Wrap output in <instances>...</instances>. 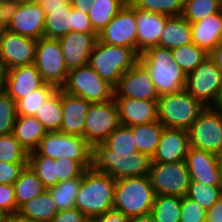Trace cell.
I'll list each match as a JSON object with an SVG mask.
<instances>
[{"instance_id": "1", "label": "cell", "mask_w": 222, "mask_h": 222, "mask_svg": "<svg viewBox=\"0 0 222 222\" xmlns=\"http://www.w3.org/2000/svg\"><path fill=\"white\" fill-rule=\"evenodd\" d=\"M138 61L149 71L159 96L185 89L187 75L175 62L172 50L153 46L143 51Z\"/></svg>"}, {"instance_id": "2", "label": "cell", "mask_w": 222, "mask_h": 222, "mask_svg": "<svg viewBox=\"0 0 222 222\" xmlns=\"http://www.w3.org/2000/svg\"><path fill=\"white\" fill-rule=\"evenodd\" d=\"M116 180L108 174L87 169L82 175L75 208L89 220L113 208Z\"/></svg>"}, {"instance_id": "3", "label": "cell", "mask_w": 222, "mask_h": 222, "mask_svg": "<svg viewBox=\"0 0 222 222\" xmlns=\"http://www.w3.org/2000/svg\"><path fill=\"white\" fill-rule=\"evenodd\" d=\"M151 158L141 152L116 154L104 142L92 148V168L114 180L148 175Z\"/></svg>"}, {"instance_id": "4", "label": "cell", "mask_w": 222, "mask_h": 222, "mask_svg": "<svg viewBox=\"0 0 222 222\" xmlns=\"http://www.w3.org/2000/svg\"><path fill=\"white\" fill-rule=\"evenodd\" d=\"M139 60V55L129 47L105 44L97 40L88 65L114 88L122 75Z\"/></svg>"}, {"instance_id": "5", "label": "cell", "mask_w": 222, "mask_h": 222, "mask_svg": "<svg viewBox=\"0 0 222 222\" xmlns=\"http://www.w3.org/2000/svg\"><path fill=\"white\" fill-rule=\"evenodd\" d=\"M156 194L148 175L116 180L113 208L133 218L150 213Z\"/></svg>"}, {"instance_id": "6", "label": "cell", "mask_w": 222, "mask_h": 222, "mask_svg": "<svg viewBox=\"0 0 222 222\" xmlns=\"http://www.w3.org/2000/svg\"><path fill=\"white\" fill-rule=\"evenodd\" d=\"M158 121L165 128L187 130L206 106L194 99L185 89L164 94L157 99Z\"/></svg>"}, {"instance_id": "7", "label": "cell", "mask_w": 222, "mask_h": 222, "mask_svg": "<svg viewBox=\"0 0 222 222\" xmlns=\"http://www.w3.org/2000/svg\"><path fill=\"white\" fill-rule=\"evenodd\" d=\"M61 89L91 104L113 100L115 94V88L103 80L89 65L69 70L65 85Z\"/></svg>"}, {"instance_id": "8", "label": "cell", "mask_w": 222, "mask_h": 222, "mask_svg": "<svg viewBox=\"0 0 222 222\" xmlns=\"http://www.w3.org/2000/svg\"><path fill=\"white\" fill-rule=\"evenodd\" d=\"M36 151L54 160L60 157L78 161L86 170L92 168V147L79 136L47 132Z\"/></svg>"}, {"instance_id": "9", "label": "cell", "mask_w": 222, "mask_h": 222, "mask_svg": "<svg viewBox=\"0 0 222 222\" xmlns=\"http://www.w3.org/2000/svg\"><path fill=\"white\" fill-rule=\"evenodd\" d=\"M34 65L45 83L57 89L65 85L69 70L58 39L42 37L37 40Z\"/></svg>"}, {"instance_id": "10", "label": "cell", "mask_w": 222, "mask_h": 222, "mask_svg": "<svg viewBox=\"0 0 222 222\" xmlns=\"http://www.w3.org/2000/svg\"><path fill=\"white\" fill-rule=\"evenodd\" d=\"M148 176L156 195L186 196L191 180L186 161L151 163Z\"/></svg>"}, {"instance_id": "11", "label": "cell", "mask_w": 222, "mask_h": 222, "mask_svg": "<svg viewBox=\"0 0 222 222\" xmlns=\"http://www.w3.org/2000/svg\"><path fill=\"white\" fill-rule=\"evenodd\" d=\"M187 132L191 147L216 155L222 148V112L206 107Z\"/></svg>"}, {"instance_id": "12", "label": "cell", "mask_w": 222, "mask_h": 222, "mask_svg": "<svg viewBox=\"0 0 222 222\" xmlns=\"http://www.w3.org/2000/svg\"><path fill=\"white\" fill-rule=\"evenodd\" d=\"M45 12L37 1L13 0L7 30L36 40L44 37Z\"/></svg>"}, {"instance_id": "13", "label": "cell", "mask_w": 222, "mask_h": 222, "mask_svg": "<svg viewBox=\"0 0 222 222\" xmlns=\"http://www.w3.org/2000/svg\"><path fill=\"white\" fill-rule=\"evenodd\" d=\"M222 85V72L208 57L187 75L185 90L206 107H212Z\"/></svg>"}, {"instance_id": "14", "label": "cell", "mask_w": 222, "mask_h": 222, "mask_svg": "<svg viewBox=\"0 0 222 222\" xmlns=\"http://www.w3.org/2000/svg\"><path fill=\"white\" fill-rule=\"evenodd\" d=\"M120 125L115 100L91 104L85 116L84 139L93 148Z\"/></svg>"}, {"instance_id": "15", "label": "cell", "mask_w": 222, "mask_h": 222, "mask_svg": "<svg viewBox=\"0 0 222 222\" xmlns=\"http://www.w3.org/2000/svg\"><path fill=\"white\" fill-rule=\"evenodd\" d=\"M37 40L5 30L0 36V65L5 69L32 65Z\"/></svg>"}, {"instance_id": "16", "label": "cell", "mask_w": 222, "mask_h": 222, "mask_svg": "<svg viewBox=\"0 0 222 222\" xmlns=\"http://www.w3.org/2000/svg\"><path fill=\"white\" fill-rule=\"evenodd\" d=\"M98 40L109 45L129 47L137 53L135 10L127 3L98 34Z\"/></svg>"}, {"instance_id": "17", "label": "cell", "mask_w": 222, "mask_h": 222, "mask_svg": "<svg viewBox=\"0 0 222 222\" xmlns=\"http://www.w3.org/2000/svg\"><path fill=\"white\" fill-rule=\"evenodd\" d=\"M114 97L157 101L159 93L152 82L149 71L138 61L122 75L115 87Z\"/></svg>"}, {"instance_id": "18", "label": "cell", "mask_w": 222, "mask_h": 222, "mask_svg": "<svg viewBox=\"0 0 222 222\" xmlns=\"http://www.w3.org/2000/svg\"><path fill=\"white\" fill-rule=\"evenodd\" d=\"M45 12L44 37L59 39L73 31L70 0H38Z\"/></svg>"}, {"instance_id": "19", "label": "cell", "mask_w": 222, "mask_h": 222, "mask_svg": "<svg viewBox=\"0 0 222 222\" xmlns=\"http://www.w3.org/2000/svg\"><path fill=\"white\" fill-rule=\"evenodd\" d=\"M59 43L68 70L88 65L91 52L98 40V33L72 31L59 38Z\"/></svg>"}, {"instance_id": "20", "label": "cell", "mask_w": 222, "mask_h": 222, "mask_svg": "<svg viewBox=\"0 0 222 222\" xmlns=\"http://www.w3.org/2000/svg\"><path fill=\"white\" fill-rule=\"evenodd\" d=\"M190 148L187 130L165 128L151 163H169L185 161Z\"/></svg>"}, {"instance_id": "21", "label": "cell", "mask_w": 222, "mask_h": 222, "mask_svg": "<svg viewBox=\"0 0 222 222\" xmlns=\"http://www.w3.org/2000/svg\"><path fill=\"white\" fill-rule=\"evenodd\" d=\"M114 100L121 125L132 127L158 121L157 101L130 97H114Z\"/></svg>"}, {"instance_id": "22", "label": "cell", "mask_w": 222, "mask_h": 222, "mask_svg": "<svg viewBox=\"0 0 222 222\" xmlns=\"http://www.w3.org/2000/svg\"><path fill=\"white\" fill-rule=\"evenodd\" d=\"M185 161L191 180L210 186H222L215 154L190 146Z\"/></svg>"}, {"instance_id": "23", "label": "cell", "mask_w": 222, "mask_h": 222, "mask_svg": "<svg viewBox=\"0 0 222 222\" xmlns=\"http://www.w3.org/2000/svg\"><path fill=\"white\" fill-rule=\"evenodd\" d=\"M128 4L136 13L137 54L140 55L146 49L159 45L160 35L170 16L140 10L129 1Z\"/></svg>"}, {"instance_id": "24", "label": "cell", "mask_w": 222, "mask_h": 222, "mask_svg": "<svg viewBox=\"0 0 222 222\" xmlns=\"http://www.w3.org/2000/svg\"><path fill=\"white\" fill-rule=\"evenodd\" d=\"M44 84L45 82L34 64L6 70L5 92L15 102Z\"/></svg>"}, {"instance_id": "25", "label": "cell", "mask_w": 222, "mask_h": 222, "mask_svg": "<svg viewBox=\"0 0 222 222\" xmlns=\"http://www.w3.org/2000/svg\"><path fill=\"white\" fill-rule=\"evenodd\" d=\"M90 105L89 101L61 89L63 118L59 132L84 138L85 116Z\"/></svg>"}, {"instance_id": "26", "label": "cell", "mask_w": 222, "mask_h": 222, "mask_svg": "<svg viewBox=\"0 0 222 222\" xmlns=\"http://www.w3.org/2000/svg\"><path fill=\"white\" fill-rule=\"evenodd\" d=\"M190 27L192 43L209 54L218 44L222 43V10L198 22L190 23Z\"/></svg>"}, {"instance_id": "27", "label": "cell", "mask_w": 222, "mask_h": 222, "mask_svg": "<svg viewBox=\"0 0 222 222\" xmlns=\"http://www.w3.org/2000/svg\"><path fill=\"white\" fill-rule=\"evenodd\" d=\"M46 133L43 124L35 116L16 117L13 134L29 153L38 148Z\"/></svg>"}, {"instance_id": "28", "label": "cell", "mask_w": 222, "mask_h": 222, "mask_svg": "<svg viewBox=\"0 0 222 222\" xmlns=\"http://www.w3.org/2000/svg\"><path fill=\"white\" fill-rule=\"evenodd\" d=\"M192 43L190 23L181 16H170L159 39V47L174 49Z\"/></svg>"}, {"instance_id": "29", "label": "cell", "mask_w": 222, "mask_h": 222, "mask_svg": "<svg viewBox=\"0 0 222 222\" xmlns=\"http://www.w3.org/2000/svg\"><path fill=\"white\" fill-rule=\"evenodd\" d=\"M18 213L34 222H50L58 213V209L50 192L46 189L43 193L23 204Z\"/></svg>"}, {"instance_id": "30", "label": "cell", "mask_w": 222, "mask_h": 222, "mask_svg": "<svg viewBox=\"0 0 222 222\" xmlns=\"http://www.w3.org/2000/svg\"><path fill=\"white\" fill-rule=\"evenodd\" d=\"M13 186L15 190L17 212L23 204L47 189L28 165L21 171L19 178Z\"/></svg>"}, {"instance_id": "31", "label": "cell", "mask_w": 222, "mask_h": 222, "mask_svg": "<svg viewBox=\"0 0 222 222\" xmlns=\"http://www.w3.org/2000/svg\"><path fill=\"white\" fill-rule=\"evenodd\" d=\"M138 152L152 158L158 147L164 126L159 121L130 127Z\"/></svg>"}, {"instance_id": "32", "label": "cell", "mask_w": 222, "mask_h": 222, "mask_svg": "<svg viewBox=\"0 0 222 222\" xmlns=\"http://www.w3.org/2000/svg\"><path fill=\"white\" fill-rule=\"evenodd\" d=\"M127 3L128 0H93L88 12L93 29L99 34Z\"/></svg>"}, {"instance_id": "33", "label": "cell", "mask_w": 222, "mask_h": 222, "mask_svg": "<svg viewBox=\"0 0 222 222\" xmlns=\"http://www.w3.org/2000/svg\"><path fill=\"white\" fill-rule=\"evenodd\" d=\"M35 117L43 124L47 132H59L63 118L61 107V89H57L37 111Z\"/></svg>"}, {"instance_id": "34", "label": "cell", "mask_w": 222, "mask_h": 222, "mask_svg": "<svg viewBox=\"0 0 222 222\" xmlns=\"http://www.w3.org/2000/svg\"><path fill=\"white\" fill-rule=\"evenodd\" d=\"M28 166L47 189L58 183L57 160L42 156L35 150L29 153Z\"/></svg>"}, {"instance_id": "35", "label": "cell", "mask_w": 222, "mask_h": 222, "mask_svg": "<svg viewBox=\"0 0 222 222\" xmlns=\"http://www.w3.org/2000/svg\"><path fill=\"white\" fill-rule=\"evenodd\" d=\"M82 176L57 183L49 187L52 199L58 211L75 208V201L81 186Z\"/></svg>"}, {"instance_id": "36", "label": "cell", "mask_w": 222, "mask_h": 222, "mask_svg": "<svg viewBox=\"0 0 222 222\" xmlns=\"http://www.w3.org/2000/svg\"><path fill=\"white\" fill-rule=\"evenodd\" d=\"M57 90L54 85L45 83L26 97L16 101L17 116H35L44 102Z\"/></svg>"}, {"instance_id": "37", "label": "cell", "mask_w": 222, "mask_h": 222, "mask_svg": "<svg viewBox=\"0 0 222 222\" xmlns=\"http://www.w3.org/2000/svg\"><path fill=\"white\" fill-rule=\"evenodd\" d=\"M151 213L156 222H179L181 197L156 195Z\"/></svg>"}, {"instance_id": "38", "label": "cell", "mask_w": 222, "mask_h": 222, "mask_svg": "<svg viewBox=\"0 0 222 222\" xmlns=\"http://www.w3.org/2000/svg\"><path fill=\"white\" fill-rule=\"evenodd\" d=\"M172 55L175 62L185 72L186 75L195 70L209 54L196 46L194 43H189L181 47L172 49Z\"/></svg>"}, {"instance_id": "39", "label": "cell", "mask_w": 222, "mask_h": 222, "mask_svg": "<svg viewBox=\"0 0 222 222\" xmlns=\"http://www.w3.org/2000/svg\"><path fill=\"white\" fill-rule=\"evenodd\" d=\"M221 10V0H185L182 16L189 23H195Z\"/></svg>"}, {"instance_id": "40", "label": "cell", "mask_w": 222, "mask_h": 222, "mask_svg": "<svg viewBox=\"0 0 222 222\" xmlns=\"http://www.w3.org/2000/svg\"><path fill=\"white\" fill-rule=\"evenodd\" d=\"M186 196L198 202L207 211L222 198V186H210L190 180Z\"/></svg>"}, {"instance_id": "41", "label": "cell", "mask_w": 222, "mask_h": 222, "mask_svg": "<svg viewBox=\"0 0 222 222\" xmlns=\"http://www.w3.org/2000/svg\"><path fill=\"white\" fill-rule=\"evenodd\" d=\"M135 8L143 11L164 14L167 16H181L184 11L185 0H128Z\"/></svg>"}, {"instance_id": "42", "label": "cell", "mask_w": 222, "mask_h": 222, "mask_svg": "<svg viewBox=\"0 0 222 222\" xmlns=\"http://www.w3.org/2000/svg\"><path fill=\"white\" fill-rule=\"evenodd\" d=\"M116 154H132L137 151L130 126L119 125L104 141Z\"/></svg>"}, {"instance_id": "43", "label": "cell", "mask_w": 222, "mask_h": 222, "mask_svg": "<svg viewBox=\"0 0 222 222\" xmlns=\"http://www.w3.org/2000/svg\"><path fill=\"white\" fill-rule=\"evenodd\" d=\"M29 152L21 145L13 133L0 135V161L28 162Z\"/></svg>"}, {"instance_id": "44", "label": "cell", "mask_w": 222, "mask_h": 222, "mask_svg": "<svg viewBox=\"0 0 222 222\" xmlns=\"http://www.w3.org/2000/svg\"><path fill=\"white\" fill-rule=\"evenodd\" d=\"M16 117V102L4 91L0 94V135L13 133Z\"/></svg>"}, {"instance_id": "45", "label": "cell", "mask_w": 222, "mask_h": 222, "mask_svg": "<svg viewBox=\"0 0 222 222\" xmlns=\"http://www.w3.org/2000/svg\"><path fill=\"white\" fill-rule=\"evenodd\" d=\"M207 211L195 200L181 197V215L179 222H206Z\"/></svg>"}, {"instance_id": "46", "label": "cell", "mask_w": 222, "mask_h": 222, "mask_svg": "<svg viewBox=\"0 0 222 222\" xmlns=\"http://www.w3.org/2000/svg\"><path fill=\"white\" fill-rule=\"evenodd\" d=\"M57 170L58 183L81 177L86 171L78 161L65 158L64 156L57 159Z\"/></svg>"}, {"instance_id": "47", "label": "cell", "mask_w": 222, "mask_h": 222, "mask_svg": "<svg viewBox=\"0 0 222 222\" xmlns=\"http://www.w3.org/2000/svg\"><path fill=\"white\" fill-rule=\"evenodd\" d=\"M28 162L8 163L0 161V183L14 184Z\"/></svg>"}, {"instance_id": "48", "label": "cell", "mask_w": 222, "mask_h": 222, "mask_svg": "<svg viewBox=\"0 0 222 222\" xmlns=\"http://www.w3.org/2000/svg\"><path fill=\"white\" fill-rule=\"evenodd\" d=\"M0 210L4 215L17 213L15 190L12 184L0 183Z\"/></svg>"}, {"instance_id": "49", "label": "cell", "mask_w": 222, "mask_h": 222, "mask_svg": "<svg viewBox=\"0 0 222 222\" xmlns=\"http://www.w3.org/2000/svg\"><path fill=\"white\" fill-rule=\"evenodd\" d=\"M73 15V31L82 33H97L91 24L87 13L72 8Z\"/></svg>"}, {"instance_id": "50", "label": "cell", "mask_w": 222, "mask_h": 222, "mask_svg": "<svg viewBox=\"0 0 222 222\" xmlns=\"http://www.w3.org/2000/svg\"><path fill=\"white\" fill-rule=\"evenodd\" d=\"M50 222H89V219L77 208L60 210Z\"/></svg>"}, {"instance_id": "51", "label": "cell", "mask_w": 222, "mask_h": 222, "mask_svg": "<svg viewBox=\"0 0 222 222\" xmlns=\"http://www.w3.org/2000/svg\"><path fill=\"white\" fill-rule=\"evenodd\" d=\"M130 218L117 209H110L102 215L90 219V222H129Z\"/></svg>"}, {"instance_id": "52", "label": "cell", "mask_w": 222, "mask_h": 222, "mask_svg": "<svg viewBox=\"0 0 222 222\" xmlns=\"http://www.w3.org/2000/svg\"><path fill=\"white\" fill-rule=\"evenodd\" d=\"M206 222H222V198L207 210Z\"/></svg>"}, {"instance_id": "53", "label": "cell", "mask_w": 222, "mask_h": 222, "mask_svg": "<svg viewBox=\"0 0 222 222\" xmlns=\"http://www.w3.org/2000/svg\"><path fill=\"white\" fill-rule=\"evenodd\" d=\"M11 4L12 2L0 3V36L7 30Z\"/></svg>"}, {"instance_id": "54", "label": "cell", "mask_w": 222, "mask_h": 222, "mask_svg": "<svg viewBox=\"0 0 222 222\" xmlns=\"http://www.w3.org/2000/svg\"><path fill=\"white\" fill-rule=\"evenodd\" d=\"M209 57L214 61L217 68L222 72V43L218 44L209 53Z\"/></svg>"}, {"instance_id": "55", "label": "cell", "mask_w": 222, "mask_h": 222, "mask_svg": "<svg viewBox=\"0 0 222 222\" xmlns=\"http://www.w3.org/2000/svg\"><path fill=\"white\" fill-rule=\"evenodd\" d=\"M72 8L87 13L89 12L93 0H70Z\"/></svg>"}, {"instance_id": "56", "label": "cell", "mask_w": 222, "mask_h": 222, "mask_svg": "<svg viewBox=\"0 0 222 222\" xmlns=\"http://www.w3.org/2000/svg\"><path fill=\"white\" fill-rule=\"evenodd\" d=\"M1 222H34L27 217L17 213L6 214Z\"/></svg>"}, {"instance_id": "57", "label": "cell", "mask_w": 222, "mask_h": 222, "mask_svg": "<svg viewBox=\"0 0 222 222\" xmlns=\"http://www.w3.org/2000/svg\"><path fill=\"white\" fill-rule=\"evenodd\" d=\"M129 222H156L153 214L147 213L137 217L130 218Z\"/></svg>"}, {"instance_id": "58", "label": "cell", "mask_w": 222, "mask_h": 222, "mask_svg": "<svg viewBox=\"0 0 222 222\" xmlns=\"http://www.w3.org/2000/svg\"><path fill=\"white\" fill-rule=\"evenodd\" d=\"M5 74L6 70L0 65V94L5 91Z\"/></svg>"}, {"instance_id": "59", "label": "cell", "mask_w": 222, "mask_h": 222, "mask_svg": "<svg viewBox=\"0 0 222 222\" xmlns=\"http://www.w3.org/2000/svg\"><path fill=\"white\" fill-rule=\"evenodd\" d=\"M212 108L222 112V85L220 87V91H219L218 97H217L214 105L212 106Z\"/></svg>"}, {"instance_id": "60", "label": "cell", "mask_w": 222, "mask_h": 222, "mask_svg": "<svg viewBox=\"0 0 222 222\" xmlns=\"http://www.w3.org/2000/svg\"><path fill=\"white\" fill-rule=\"evenodd\" d=\"M217 165L222 176V148L216 154Z\"/></svg>"}, {"instance_id": "61", "label": "cell", "mask_w": 222, "mask_h": 222, "mask_svg": "<svg viewBox=\"0 0 222 222\" xmlns=\"http://www.w3.org/2000/svg\"><path fill=\"white\" fill-rule=\"evenodd\" d=\"M13 0H0V3H9L12 2Z\"/></svg>"}, {"instance_id": "62", "label": "cell", "mask_w": 222, "mask_h": 222, "mask_svg": "<svg viewBox=\"0 0 222 222\" xmlns=\"http://www.w3.org/2000/svg\"><path fill=\"white\" fill-rule=\"evenodd\" d=\"M4 218V214L2 213V211L0 210V222L3 220Z\"/></svg>"}]
</instances>
